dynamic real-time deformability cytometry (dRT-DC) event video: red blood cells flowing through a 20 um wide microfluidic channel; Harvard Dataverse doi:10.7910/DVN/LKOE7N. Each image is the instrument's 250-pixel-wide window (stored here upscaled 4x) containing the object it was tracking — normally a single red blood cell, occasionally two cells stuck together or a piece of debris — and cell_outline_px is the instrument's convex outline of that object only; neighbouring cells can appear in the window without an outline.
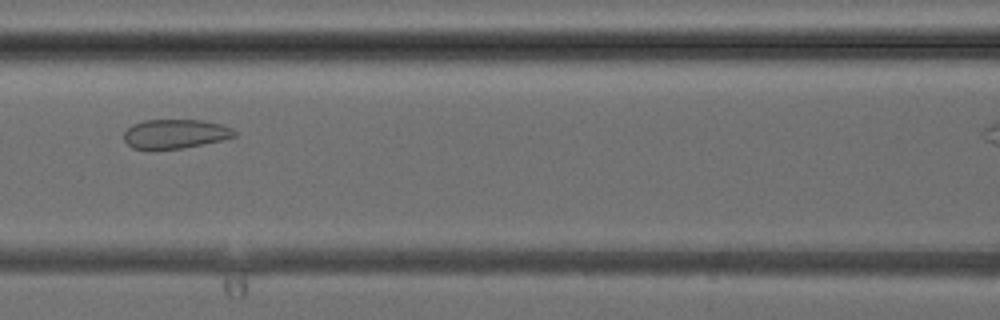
{"species": "common noctule bat (a hibernating species)", "species_latin": "Nyctalus noctula", "temperature_condition": "cold", "stored_images_in_passage": 6, "camera_frame_rate_fps": 3000, "um_per_image_px": 0.085, "animal": {"sex": "female", "body_mass_g": 24.6, "forearm_length_mm": 56.2}, "frame": {"image": 1, "passage_image": 5, "time_ms": 4.667, "image_size_px": [1000, 320], "cell_outline_px": [[236, 136], [220, 140], [184, 148], [152, 152], [148, 152], [132, 148], [124, 140], [124, 132], [132, 124], [144, 120], [200, 120], [220, 124], [232, 128], [236, 132]], "centroid_in_image_um": [14.81, 11.42], "position_along_channel_um": 151.8, "area_um2": 19.31}}